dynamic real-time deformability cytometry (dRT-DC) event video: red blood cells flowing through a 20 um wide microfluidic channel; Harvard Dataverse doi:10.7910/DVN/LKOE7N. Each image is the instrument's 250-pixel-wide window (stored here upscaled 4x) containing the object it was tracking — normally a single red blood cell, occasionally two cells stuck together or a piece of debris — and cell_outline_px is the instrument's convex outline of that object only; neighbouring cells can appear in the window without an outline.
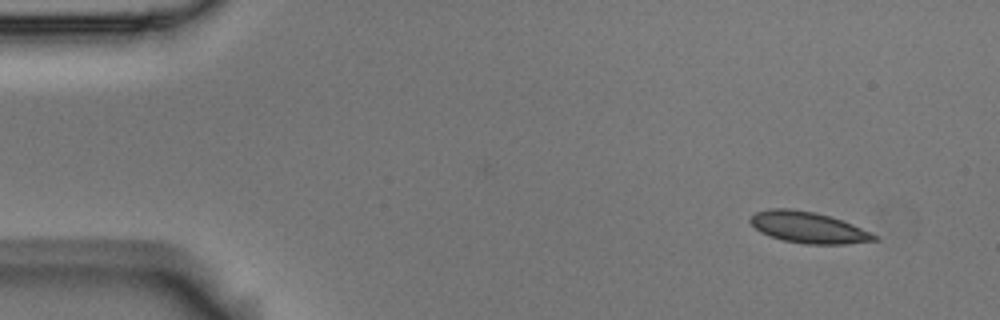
{"species": "Egyptian fruit bat (a non-hibernating species)", "species_latin": "Rousettus aegyptiacus", "temperature_condition": "room temperature", "stored_images_in_passage": 4, "camera_frame_rate_fps": 3000, "um_per_image_px": 0.085, "animal": {"sex": "male"}, "frame": {"image": 1, "passage_image": 1, "time_ms": 0.0, "image_size_px": [1000, 320], "cell_outline_px": [[880, 240], [844, 244], [804, 244], [784, 240], [768, 236], [760, 232], [748, 220], [756, 212], [768, 208], [792, 208], [812, 212], [828, 216], [852, 224], [872, 232], [880, 236]], "centroid_in_image_um": [68.72, 19.34], "position_along_channel_um": 16.3, "area_um2": 22.6}}
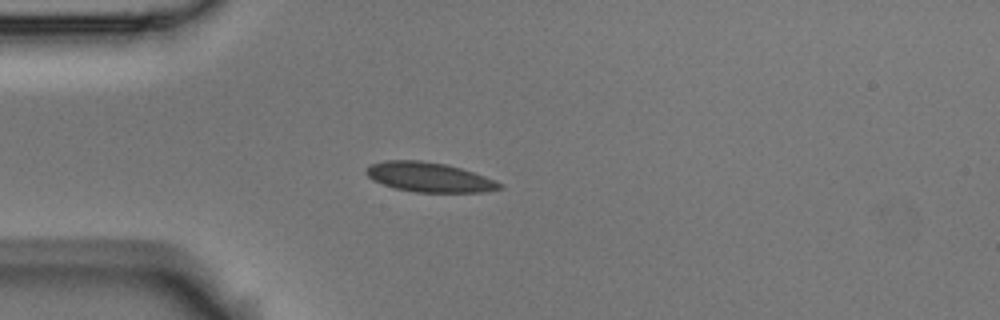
{"frame": {"image": 2, "passage_image": 4, "time_ms": 1.0, "image_size_px": [1000, 320], "cell_outline_px": [[504, 188], [484, 192], [416, 192], [392, 188], [372, 180], [364, 172], [364, 168], [368, 164], [384, 160], [420, 160], [444, 164], [460, 168], [484, 176], [504, 184]], "centroid_in_image_um": [36.42, 15.06], "position_along_channel_um": 48.6, "area_um2": 23.24}}